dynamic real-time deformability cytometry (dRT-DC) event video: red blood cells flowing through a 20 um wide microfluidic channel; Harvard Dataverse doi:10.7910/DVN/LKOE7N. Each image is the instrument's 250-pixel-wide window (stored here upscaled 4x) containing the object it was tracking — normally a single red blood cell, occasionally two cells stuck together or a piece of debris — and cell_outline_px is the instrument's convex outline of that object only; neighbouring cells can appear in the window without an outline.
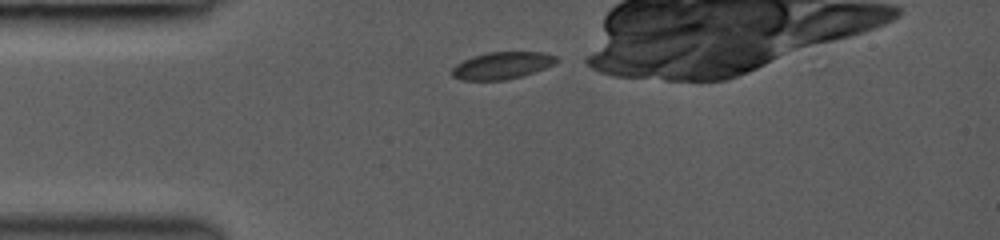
{"species": "common noctule bat (a hibernating species)", "species_latin": "Nyctalus noctula", "temperature_condition": "room temperature", "stored_images_in_passage": 9, "camera_frame_rate_fps": 3000, "um_per_image_px": 0.085, "animal": {"sex": "female", "body_mass_g": 19.0, "forearm_length_mm": 53.3}, "frame": {"image": 1, "passage_image": 1, "time_ms": 0.0, "image_size_px": [1000, 240], "cell_outline_px": [[560, 60], [544, 68], [520, 76], [504, 80], [460, 80], [452, 76], [452, 68], [456, 64], [472, 56], [488, 52], [544, 52], [556, 56]], "centroid_in_image_um": [42.64, 5.56], "position_along_channel_um": 42.4, "area_um2": 16.36}}
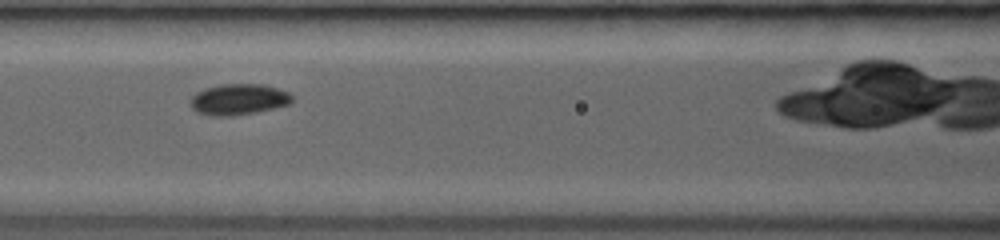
{"frame": {"image": 2, "passage_image": 4, "time_ms": 3.0, "image_size_px": [1000, 240], "cell_outline_px": [[292, 104], [256, 112], [232, 116], [212, 116], [196, 112], [188, 104], [192, 96], [196, 92], [204, 88], [220, 84], [264, 84], [280, 88], [288, 92], [292, 96]], "centroid_in_image_um": [20.27, 8.44], "position_along_channel_um": 146.3, "area_um2": 18.73}}
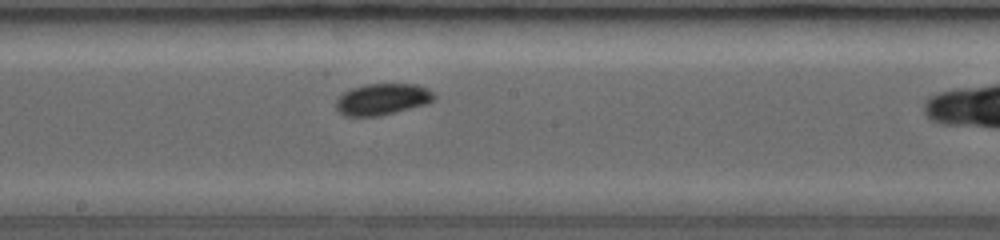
{"frame": {"image": 3, "passage_image": 6, "time_ms": 4.667, "image_size_px": [1000, 240], "cell_outline_px": [[436, 96], [428, 104], [380, 116], [344, 116], [336, 108], [336, 100], [344, 92], [352, 88], [368, 84], [416, 84], [428, 88]], "centroid_in_image_um": [32.52, 8.44], "position_along_channel_um": 215.7, "area_um2": 17.98}}